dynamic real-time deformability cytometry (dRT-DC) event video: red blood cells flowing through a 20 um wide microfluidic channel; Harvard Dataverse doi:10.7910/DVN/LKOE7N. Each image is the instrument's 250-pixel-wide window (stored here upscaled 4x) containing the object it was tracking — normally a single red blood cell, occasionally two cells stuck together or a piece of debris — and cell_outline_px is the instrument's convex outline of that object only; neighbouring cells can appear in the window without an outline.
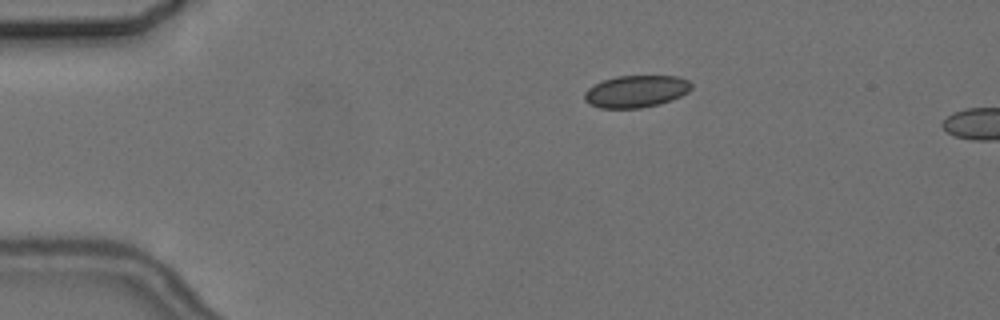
{"species": "common noctule bat (a hibernating species)", "species_latin": "Nyctalus noctula", "temperature_condition": "cold", "stored_images_in_passage": 4, "camera_frame_rate_fps": 3000, "um_per_image_px": 0.085, "animal": {"sex": "female", "body_mass_g": 24.6, "forearm_length_mm": 56.2}, "frame": {"image": 1, "passage_image": 2, "time_ms": 1.0, "image_size_px": [1000, 320], "cell_outline_px": [[692, 88], [688, 92], [672, 100], [640, 108], [600, 108], [588, 104], [584, 100], [584, 92], [588, 88], [604, 80], [616, 76], [676, 76], [688, 80], [692, 84]], "centroid_in_image_um": [54.05, 7.77], "position_along_channel_um": 30.9, "area_um2": 19.94}}